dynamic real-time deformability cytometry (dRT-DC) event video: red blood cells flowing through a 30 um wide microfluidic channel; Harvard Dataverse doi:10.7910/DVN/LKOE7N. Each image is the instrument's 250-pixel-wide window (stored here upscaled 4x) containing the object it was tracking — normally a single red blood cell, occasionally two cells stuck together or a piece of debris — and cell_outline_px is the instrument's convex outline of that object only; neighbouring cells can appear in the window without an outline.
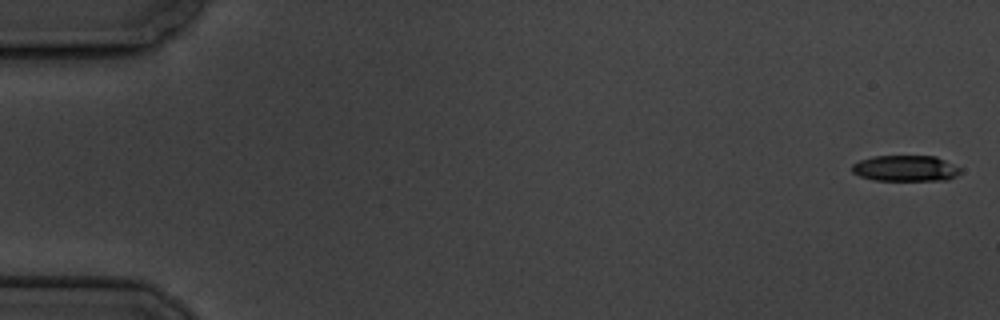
{"species": "common noctule bat (a hibernating species)", "species_latin": "Nyctalus noctula", "temperature_condition": "cold", "stored_images_in_passage": 5, "camera_frame_rate_fps": 3000, "um_per_image_px": 0.085, "animal": {"sex": "male", "body_mass_g": 19.5, "forearm_length_mm": 54.6}, "frame": {"image": 1, "passage_image": 1, "time_ms": 0.0, "image_size_px": [1000, 320], "cell_outline_px": [[960, 172], [956, 176], [948, 180], [872, 180], [860, 176], [852, 172], [852, 164], [860, 160], [872, 156], [936, 156], [960, 168]], "centroid_in_image_um": [76.94, 14.31], "position_along_channel_um": 8.1, "area_um2": 16.36}}
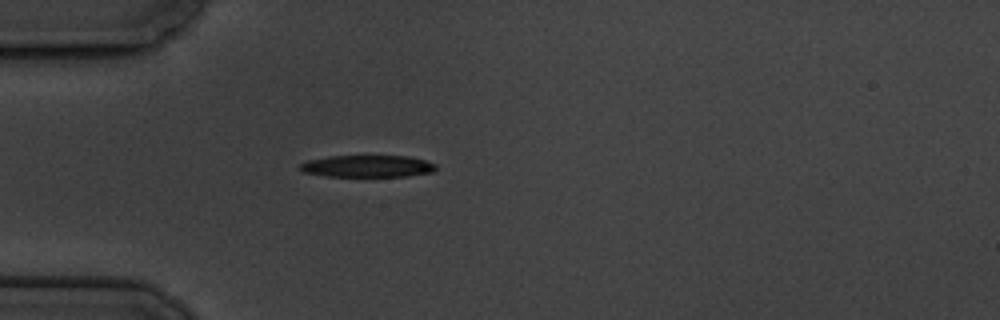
{"frame": {"image": 2, "passage_image": 5, "time_ms": 5.333, "image_size_px": [1000, 320], "cell_outline_px": [[436, 168], [432, 172], [408, 176], [324, 176], [304, 172], [300, 168], [300, 164], [304, 160], [328, 156], [408, 156], [428, 160], [436, 164]], "centroid_in_image_um": [31.23, 14.12], "position_along_channel_um": 53.8, "area_um2": 17.51}}